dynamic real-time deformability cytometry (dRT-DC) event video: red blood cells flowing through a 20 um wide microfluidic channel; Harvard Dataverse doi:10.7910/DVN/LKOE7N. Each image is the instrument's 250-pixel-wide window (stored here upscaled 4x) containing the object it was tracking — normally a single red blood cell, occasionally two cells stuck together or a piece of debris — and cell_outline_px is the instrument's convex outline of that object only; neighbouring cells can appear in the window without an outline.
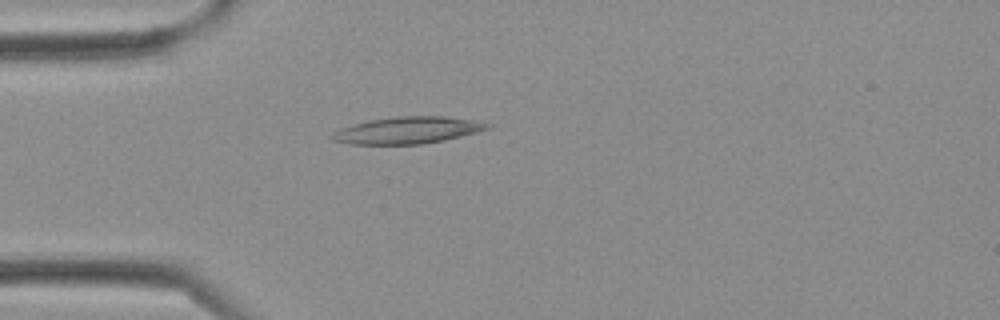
{"species": "Egyptian fruit bat (a non-hibernating species)", "species_latin": "Rousettus aegyptiacus", "temperature_condition": "cold", "stored_images_in_passage": 1, "camera_frame_rate_fps": 3000, "um_per_image_px": 0.085, "frame": {"image": 1, "passage_image": 1, "time_ms": 0.0, "image_size_px": [1000, 320], "cell_outline_px": [[492, 128], [444, 140], [420, 144], [352, 144], [332, 140], [332, 136], [340, 128], [352, 124], [368, 120], [396, 116], [444, 116], [476, 120], [492, 124]], "centroid_in_image_um": [34.69, 11.06], "position_along_channel_um": 50.3, "area_um2": 24.22}}